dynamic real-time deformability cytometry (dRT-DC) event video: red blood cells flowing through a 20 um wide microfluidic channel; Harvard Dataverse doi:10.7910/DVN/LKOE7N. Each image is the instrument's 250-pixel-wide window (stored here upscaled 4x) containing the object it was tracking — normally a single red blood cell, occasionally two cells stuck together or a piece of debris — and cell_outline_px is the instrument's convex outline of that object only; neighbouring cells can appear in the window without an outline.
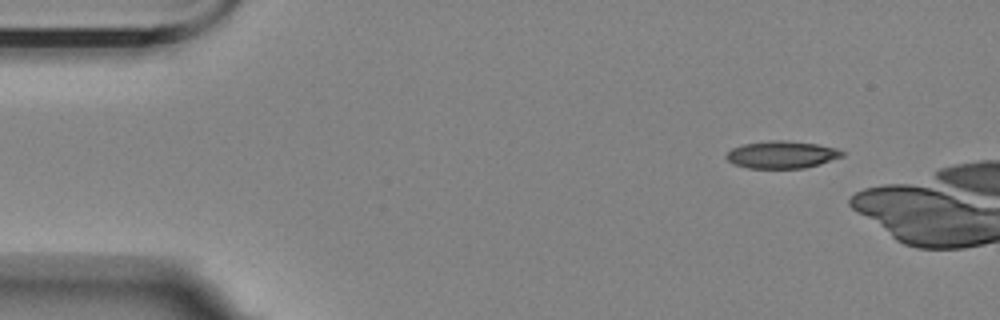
{"species": "Egyptian fruit bat (a non-hibernating species)", "species_latin": "Rousettus aegyptiacus", "temperature_condition": "room temperature", "stored_images_in_passage": 4, "camera_frame_rate_fps": 3000, "um_per_image_px": 0.085, "animal": {"sex": "female"}, "frame": {"image": 1, "passage_image": 1, "time_ms": 0.0, "image_size_px": [1000, 320], "cell_outline_px": [[844, 156], [820, 164], [804, 168], [748, 168], [732, 164], [724, 156], [732, 148], [744, 144], [768, 140], [788, 140], [816, 144], [836, 148], [844, 152]], "centroid_in_image_um": [66.44, 13.14], "position_along_channel_um": 18.6, "area_um2": 18.55}}